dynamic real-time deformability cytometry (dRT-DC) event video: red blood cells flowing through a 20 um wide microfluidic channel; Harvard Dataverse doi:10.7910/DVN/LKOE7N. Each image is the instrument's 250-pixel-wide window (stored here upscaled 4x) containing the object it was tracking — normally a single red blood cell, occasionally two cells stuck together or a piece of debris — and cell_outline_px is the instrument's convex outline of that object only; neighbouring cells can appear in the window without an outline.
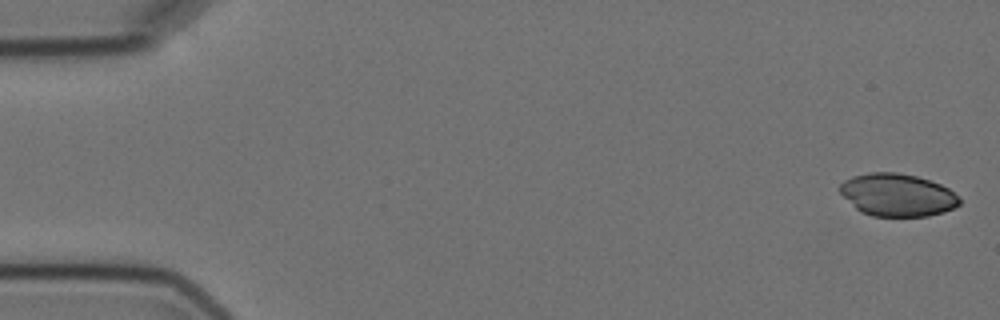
{"species": "Egyptian fruit bat (a non-hibernating species)", "species_latin": "Rousettus aegyptiacus", "temperature_condition": "cold", "stored_images_in_passage": 4, "camera_frame_rate_fps": 3000, "um_per_image_px": 0.085, "animal": {"sex": "female"}, "frame": {"image": 1, "passage_image": 1, "time_ms": 0.0, "image_size_px": [1000, 320], "cell_outline_px": [[960, 204], [944, 212], [928, 216], [872, 216], [860, 212], [840, 192], [840, 184], [844, 180], [852, 176], [868, 172], [896, 172], [916, 176], [940, 184], [948, 188], [960, 200]], "centroid_in_image_um": [76.25, 16.57], "position_along_channel_um": 8.7, "area_um2": 29.54}}
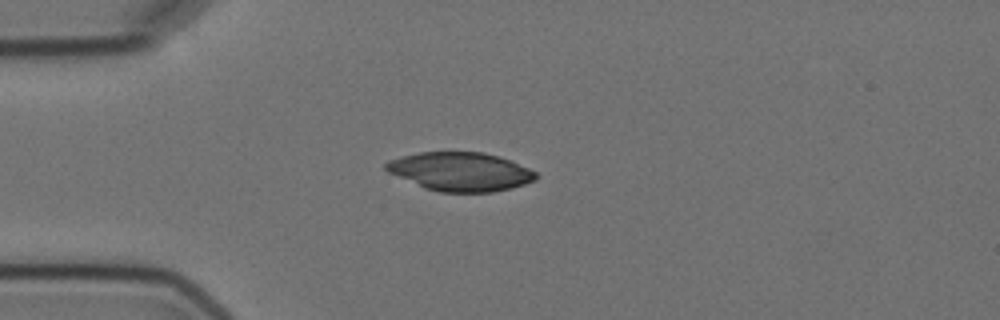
{"frame": {"image": 2, "passage_image": 4, "time_ms": 4.333, "image_size_px": [1000, 320], "cell_outline_px": [[540, 176], [536, 180], [512, 188], [492, 192], [440, 192], [424, 188], [388, 172], [384, 168], [384, 164], [388, 160], [400, 156], [420, 152], [484, 152], [508, 160], [528, 168], [536, 172]], "centroid_in_image_um": [39.11, 14.59], "position_along_channel_um": 45.9, "area_um2": 33.81}}